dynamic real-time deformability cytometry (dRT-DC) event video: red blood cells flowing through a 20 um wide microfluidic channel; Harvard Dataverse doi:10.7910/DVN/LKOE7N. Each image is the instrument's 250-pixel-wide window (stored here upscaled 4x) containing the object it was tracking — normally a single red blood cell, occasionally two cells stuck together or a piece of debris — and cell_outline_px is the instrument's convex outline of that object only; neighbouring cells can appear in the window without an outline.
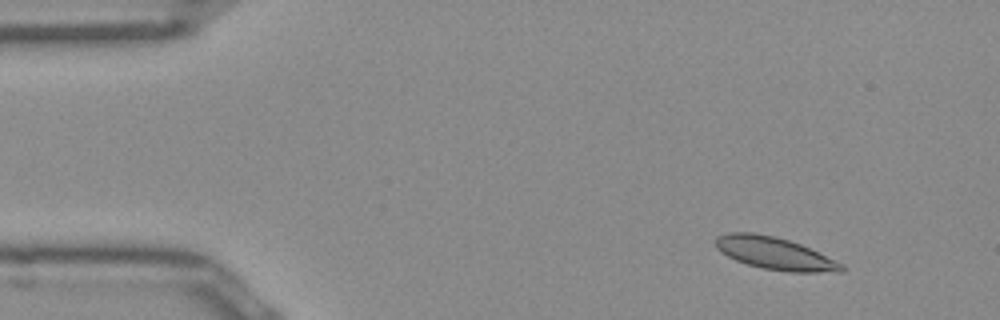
{"species": "Egyptian fruit bat (a non-hibernating species)", "species_latin": "Rousettus aegyptiacus", "temperature_condition": "room temperature", "stored_images_in_passage": 48, "segment_of_instrument_passage": [1, 2], "camera_frame_rate_fps": 3000, "um_per_image_px": 0.085, "frame": {"image": 1, "passage_image": 1, "time_ms": 0.0, "image_size_px": [1000, 320], "cell_outline_px": [[844, 272], [788, 272], [764, 268], [748, 264], [736, 260], [720, 252], [716, 248], [716, 236], [728, 232], [752, 232], [776, 236], [800, 244], [844, 264]], "centroid_in_image_um": [65.85, 21.53], "position_along_channel_um": 19.2, "area_um2": 23.7}}
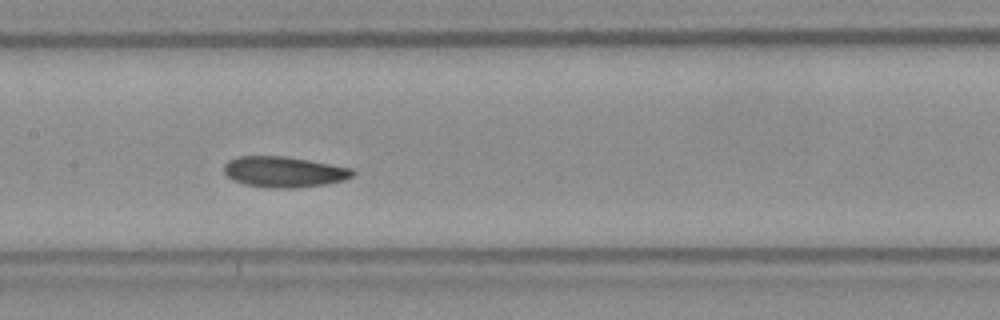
{"frame": {"image": 2, "passage_image": 20, "time_ms": 6.333, "image_size_px": [1000, 320], "cell_outline_px": [[356, 172], [352, 176], [344, 180], [324, 184], [296, 188], [264, 188], [244, 184], [228, 176], [224, 172], [224, 164], [228, 160], [236, 156], [284, 156], [308, 160], [352, 168]], "centroid_in_image_um": [24.12, 14.61], "position_along_channel_um": 183.3, "area_um2": 23.06}}
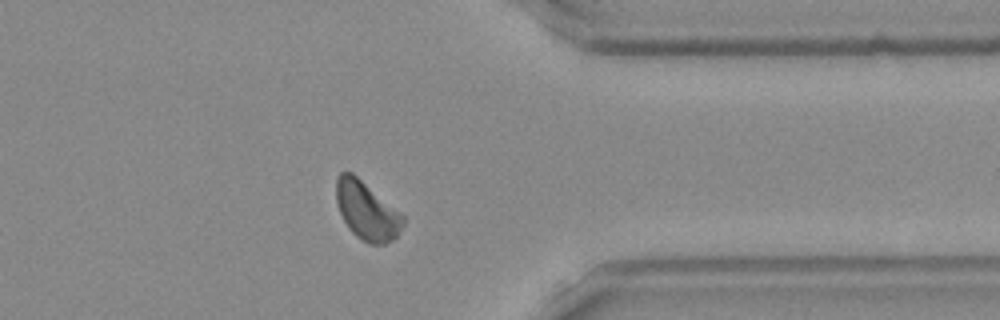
{"frame": {"image": 3, "passage_image": 36, "time_ms": 11.667, "image_size_px": [1000, 320], "cell_outline_px": [[404, 224], [396, 236], [392, 240], [384, 244], [372, 244], [360, 240], [348, 228], [340, 212], [336, 200], [336, 176], [340, 172], [352, 172], [404, 216]], "centroid_in_image_um": [31.15, 17.91], "position_along_channel_um": 380.2, "area_um2": 22.43}}